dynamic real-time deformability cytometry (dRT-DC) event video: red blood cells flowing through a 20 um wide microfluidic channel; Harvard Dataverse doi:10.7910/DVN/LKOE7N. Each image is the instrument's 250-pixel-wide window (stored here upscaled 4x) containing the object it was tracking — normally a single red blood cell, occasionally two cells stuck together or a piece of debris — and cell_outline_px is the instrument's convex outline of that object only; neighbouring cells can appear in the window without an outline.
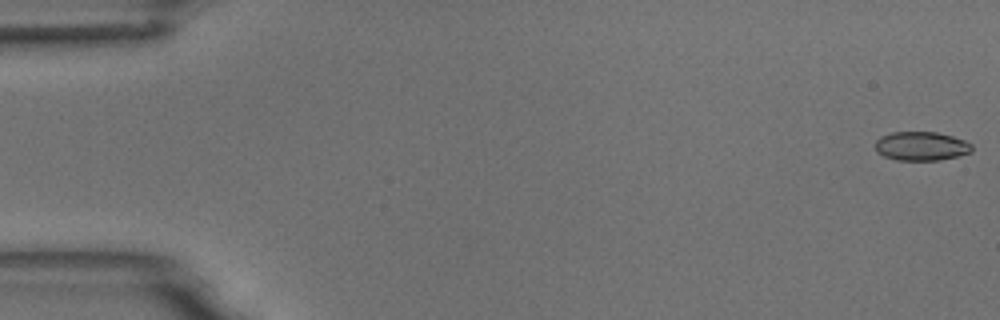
{"species": "common noctule bat (a hibernating species)", "species_latin": "Nyctalus noctula", "temperature_condition": "room temperature", "stored_images_in_passage": 55, "camera_frame_rate_fps": 3000, "um_per_image_px": 0.085, "animal": {"sex": "male", "body_mass_g": 18.8}, "frame": {"image": 1, "passage_image": 1, "time_ms": 0.0, "image_size_px": [1000, 320], "cell_outline_px": [[972, 152], [940, 160], [896, 160], [884, 156], [876, 152], [876, 140], [880, 136], [892, 132], [936, 132], [952, 136], [964, 140], [972, 144]], "centroid_in_image_um": [78.3, 12.42], "position_along_channel_um": 6.7, "area_um2": 16.3}}
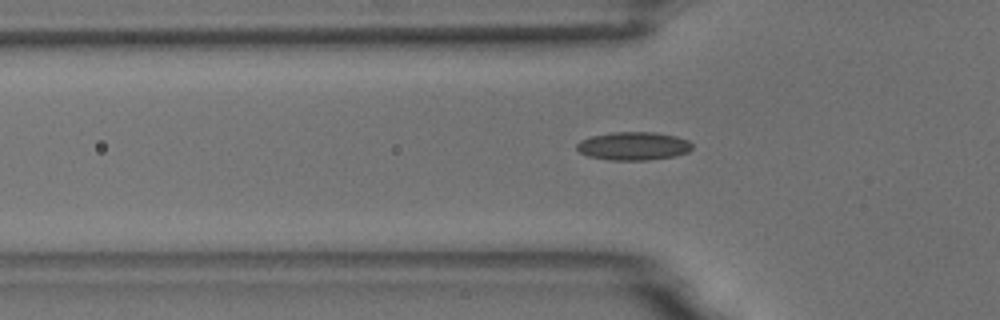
{"frame": {"image": 2, "passage_image": 18, "time_ms": 5.667, "image_size_px": [1000, 320], "cell_outline_px": [[692, 148], [688, 152], [676, 156], [648, 160], [608, 160], [588, 156], [580, 152], [576, 148], [576, 144], [580, 140], [592, 136], [612, 132], [652, 132], [676, 136], [688, 140], [692, 144]], "centroid_in_image_um": [53.84, 12.42], "position_along_channel_um": 72.0, "area_um2": 19.07}}
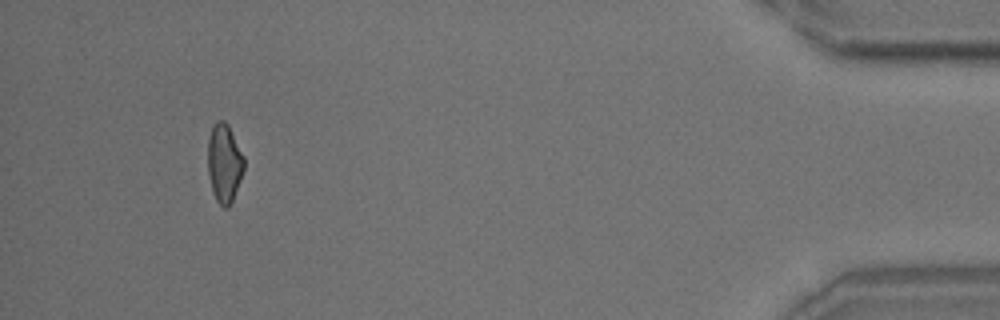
{"frame": {"image": 3, "passage_image": 51, "time_ms": 16.667, "image_size_px": [1000, 320], "cell_outline_px": [[244, 168], [232, 200], [228, 208], [224, 208], [216, 200], [212, 192], [208, 176], [208, 136], [212, 124], [216, 120], [224, 120], [228, 124], [244, 156]], "centroid_in_image_um": [19.04, 13.83], "position_along_channel_um": 416.2, "area_um2": 16.7}}